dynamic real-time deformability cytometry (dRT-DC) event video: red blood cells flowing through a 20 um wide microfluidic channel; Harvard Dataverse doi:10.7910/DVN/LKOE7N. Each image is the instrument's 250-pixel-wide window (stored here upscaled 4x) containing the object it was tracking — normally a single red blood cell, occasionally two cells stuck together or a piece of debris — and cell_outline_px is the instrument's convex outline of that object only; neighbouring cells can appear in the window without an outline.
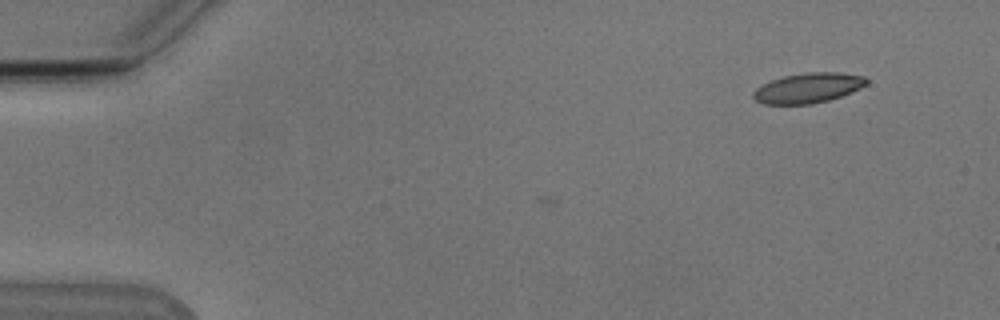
{"species": "Egyptian fruit bat (a non-hibernating species)", "species_latin": "Rousettus aegyptiacus", "temperature_condition": "cold", "stored_images_in_passage": 2, "camera_frame_rate_fps": 3000, "um_per_image_px": 0.085, "animal": {"sex": "male"}, "frame": {"image": 1, "passage_image": 2, "time_ms": 0.333, "image_size_px": [1000, 320], "cell_outline_px": [[868, 84], [852, 92], [828, 100], [812, 104], [764, 104], [756, 100], [752, 96], [752, 92], [756, 88], [772, 80], [784, 76], [808, 72], [840, 72], [864, 76], [868, 80]], "centroid_in_image_um": [68.71, 7.47], "position_along_channel_um": 16.3, "area_um2": 19.77}}